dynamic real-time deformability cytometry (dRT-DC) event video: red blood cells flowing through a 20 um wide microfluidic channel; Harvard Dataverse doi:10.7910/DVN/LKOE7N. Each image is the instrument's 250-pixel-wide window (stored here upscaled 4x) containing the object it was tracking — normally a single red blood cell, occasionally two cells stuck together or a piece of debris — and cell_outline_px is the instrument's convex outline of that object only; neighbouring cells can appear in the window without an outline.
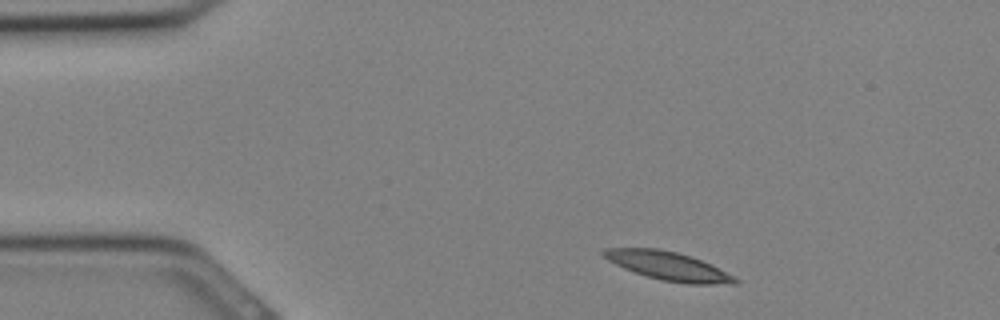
{"species": "Egyptian fruit bat (a non-hibernating species)", "species_latin": "Rousettus aegyptiacus", "temperature_condition": "cold", "stored_images_in_passage": 24, "camera_frame_rate_fps": 3000, "um_per_image_px": 0.085, "animal": {"sex": "female"}, "frame": {"image": 1, "passage_image": 2, "time_ms": 0.333, "image_size_px": [1000, 320], "cell_outline_px": [[740, 280], [736, 284], [688, 284], [660, 280], [624, 268], [608, 260], [600, 252], [604, 248], [656, 248], [676, 252], [700, 260]], "centroid_in_image_um": [56.75, 22.61], "position_along_channel_um": 28.2, "area_um2": 21.33}}
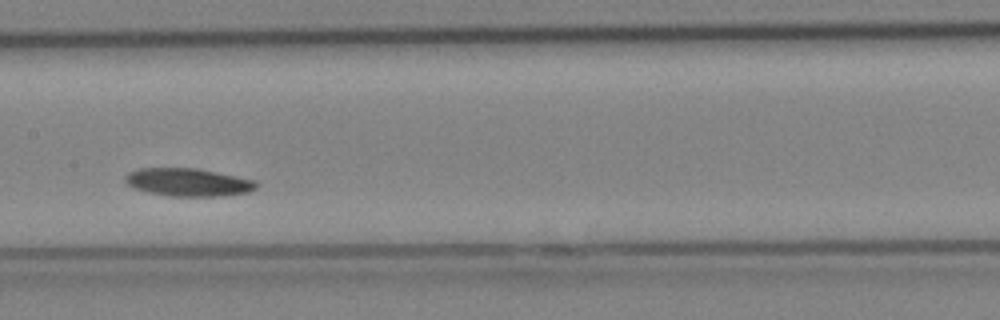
{"frame": {"image": 2, "passage_image": 13, "time_ms": 4.0, "image_size_px": [1000, 320], "cell_outline_px": [[256, 188], [248, 192], [224, 196], [168, 196], [148, 192], [136, 188], [128, 184], [124, 180], [124, 176], [128, 172], [140, 168], [196, 168], [256, 180]], "centroid_in_image_um": [15.98, 15.49], "position_along_channel_um": 191.4, "area_um2": 21.27}}
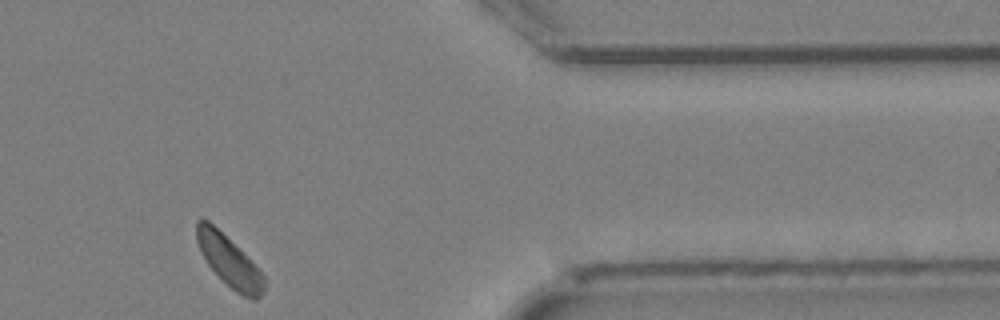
{"frame": {"image": 3, "passage_image": 24, "time_ms": 7.667, "image_size_px": [1000, 320], "cell_outline_px": [[264, 292], [256, 300], [252, 300], [236, 292], [208, 264], [200, 252], [196, 240], [196, 220], [200, 216], [208, 220], [264, 276]], "centroid_in_image_um": [19.42, 22.19], "position_along_channel_um": 392.0, "area_um2": 19.02}}